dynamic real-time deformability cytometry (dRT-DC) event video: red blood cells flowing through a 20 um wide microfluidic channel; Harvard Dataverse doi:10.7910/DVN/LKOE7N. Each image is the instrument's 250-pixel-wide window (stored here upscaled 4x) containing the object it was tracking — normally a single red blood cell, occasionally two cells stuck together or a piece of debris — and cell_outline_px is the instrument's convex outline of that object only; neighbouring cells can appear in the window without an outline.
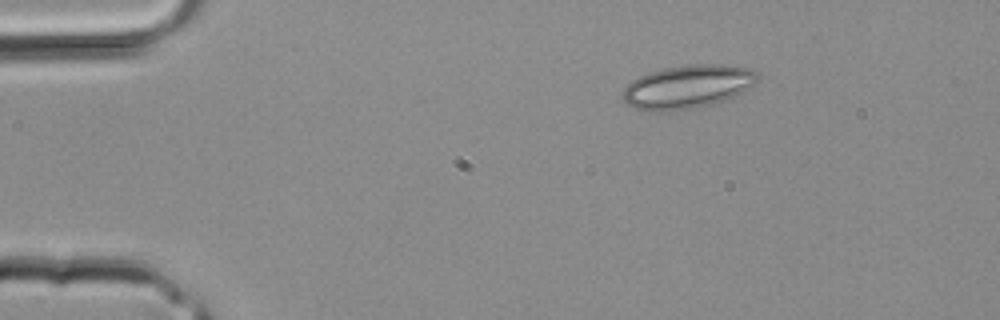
{"species": "common noctule bat (a hibernating species)", "species_latin": "Nyctalus noctula", "temperature_condition": "room temperature", "stored_images_in_passage": 1, "camera_frame_rate_fps": 3000, "um_per_image_px": 0.085, "animal": {"sex": "male", "body_mass_g": 20.4}, "frame": {"image": 1, "passage_image": 1, "time_ms": 0.0, "image_size_px": [1000, 320], "cell_outline_px": [[756, 80], [748, 88], [732, 96], [708, 104], [692, 108], [664, 112], [640, 112], [632, 108], [624, 100], [624, 88], [632, 80], [648, 72], [664, 68], [696, 64], [724, 64], [748, 68], [756, 72]], "centroid_in_image_um": [58.35, 7.38], "position_along_channel_um": 26.6, "area_um2": 33.7}}